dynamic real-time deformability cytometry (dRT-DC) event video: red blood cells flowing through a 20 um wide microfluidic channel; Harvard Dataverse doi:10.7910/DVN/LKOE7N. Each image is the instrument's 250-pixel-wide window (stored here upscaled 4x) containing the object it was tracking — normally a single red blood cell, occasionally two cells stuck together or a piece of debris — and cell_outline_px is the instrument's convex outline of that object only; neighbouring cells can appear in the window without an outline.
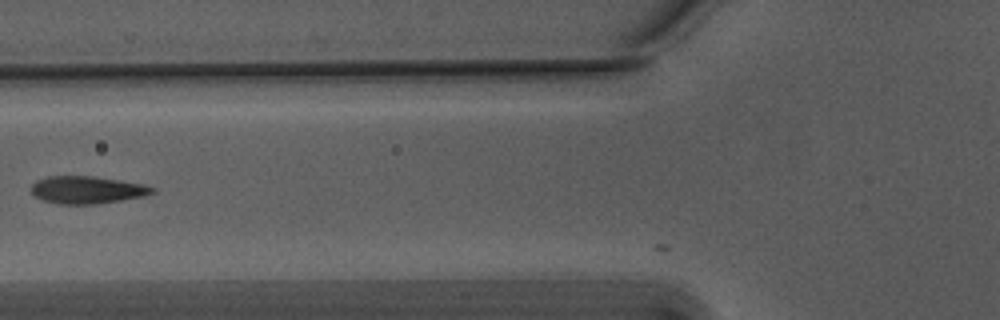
{"species": "Egyptian fruit bat (a non-hibernating species)", "species_latin": "Rousettus aegyptiacus", "temperature_condition": "warm", "stored_images_in_passage": 4, "camera_frame_rate_fps": 3000, "um_per_image_px": 0.085, "animal": {"sex": "male"}, "frame": {"image": 1, "passage_image": 2, "time_ms": 0.333, "image_size_px": [1000, 320], "cell_outline_px": [[156, 192], [144, 196], [96, 204], [60, 204], [40, 200], [32, 196], [28, 188], [36, 180], [48, 176], [92, 176], [140, 184], [156, 188]], "centroid_in_image_um": [7.3, 16.15], "position_along_channel_um": 118.5, "area_um2": 19.48}}